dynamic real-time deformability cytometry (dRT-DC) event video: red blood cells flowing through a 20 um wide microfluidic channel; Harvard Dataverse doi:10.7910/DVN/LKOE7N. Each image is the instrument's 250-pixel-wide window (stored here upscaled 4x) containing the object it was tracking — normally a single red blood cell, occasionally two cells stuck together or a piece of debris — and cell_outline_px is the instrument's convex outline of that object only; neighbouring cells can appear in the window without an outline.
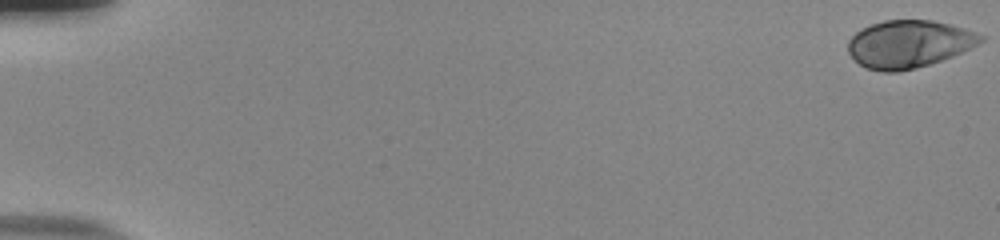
{"species": "human", "species_latin": "Homo sapiens", "temperature_condition": "room temperature", "stored_images_in_passage": 55, "camera_frame_rate_fps": 3000, "um_per_image_px": 0.085, "donor": {"sex": "male"}, "frame": {"image": 1, "passage_image": 1, "time_ms": 0.0, "image_size_px": [1000, 240], "cell_outline_px": [[984, 40], [952, 56], [916, 68], [896, 72], [884, 72], [868, 68], [860, 64], [848, 52], [848, 40], [860, 28], [884, 20], [932, 20], [964, 28], [976, 32], [984, 36]], "centroid_in_image_um": [77.22, 3.73], "position_along_channel_um": 7.8, "area_um2": 36.36}}
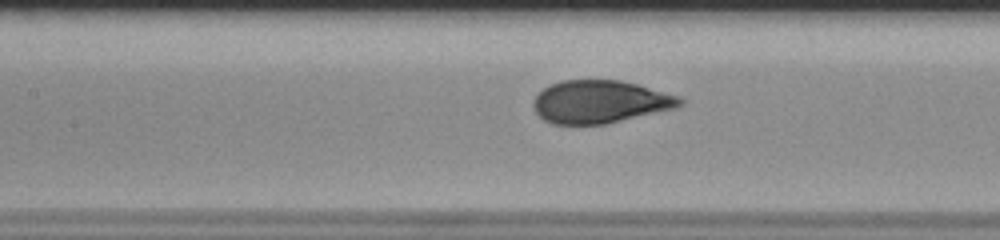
{"frame": {"image": 2, "passage_image": 27, "time_ms": 8.667, "image_size_px": [1000, 240], "cell_outline_px": [[684, 104], [676, 108], [604, 124], [552, 124], [544, 120], [536, 112], [532, 104], [536, 96], [544, 88], [560, 80], [620, 80], [636, 84], [680, 96], [684, 100]], "centroid_in_image_um": [51.02, 8.65], "position_along_channel_um": 156.4, "area_um2": 36.41}}
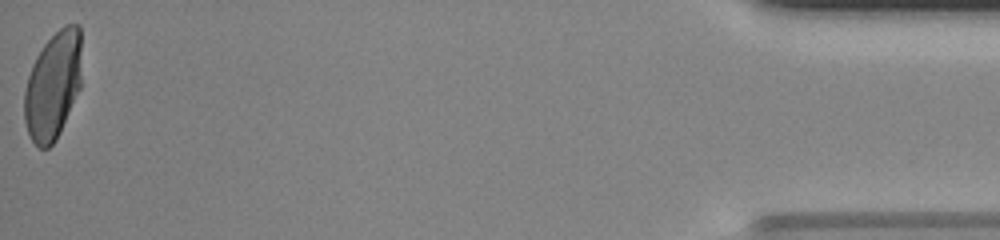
{"frame": {"image": 3, "passage_image": 55, "time_ms": 18.0, "image_size_px": [1000, 240], "cell_outline_px": [[80, 88], [60, 132], [56, 140], [48, 148], [40, 148], [32, 140], [28, 132], [24, 120], [24, 92], [28, 76], [32, 64], [36, 56], [44, 44], [64, 24], [80, 24]], "centroid_in_image_um": [4.49, 7.27], "position_along_channel_um": 430.7, "area_um2": 35.84}, "authors_computed_cell_mechanics": {"area_um2": 36.6452, "velocity_mm_per_s": 3.853, "shape_relaxation_time_tau1_ms": 3.8566, "shape_relaxation_time_tau2_ms": null, "deformation_change_tau1": 0.1812, "deformation_change_tau2": null}}